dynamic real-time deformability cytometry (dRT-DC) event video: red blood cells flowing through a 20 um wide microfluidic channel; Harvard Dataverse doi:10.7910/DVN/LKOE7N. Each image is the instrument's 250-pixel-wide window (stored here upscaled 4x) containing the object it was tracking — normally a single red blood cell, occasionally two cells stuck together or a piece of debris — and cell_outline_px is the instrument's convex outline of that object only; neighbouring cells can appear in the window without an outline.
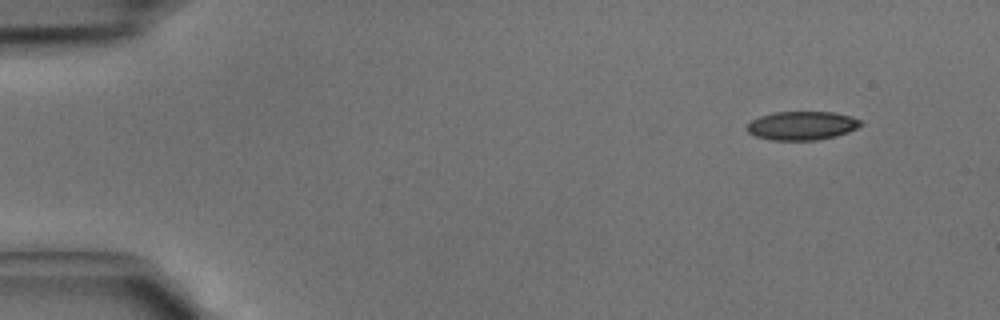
{"species": "common noctule bat (a hibernating species)", "species_latin": "Nyctalus noctula", "temperature_condition": "cold", "stored_images_in_passage": 3, "camera_frame_rate_fps": 3000, "um_per_image_px": 0.085, "animal": {"sex": "male", "body_mass_g": 15.6}, "frame": {"image": 1, "passage_image": 1, "time_ms": 0.0, "image_size_px": [1000, 320], "cell_outline_px": [[864, 124], [848, 132], [836, 136], [816, 140], [772, 140], [756, 136], [748, 132], [744, 128], [752, 120], [760, 116], [776, 112], [832, 112], [848, 116], [860, 120]], "centroid_in_image_um": [68.15, 10.68], "position_along_channel_um": 16.9, "area_um2": 18.9}}